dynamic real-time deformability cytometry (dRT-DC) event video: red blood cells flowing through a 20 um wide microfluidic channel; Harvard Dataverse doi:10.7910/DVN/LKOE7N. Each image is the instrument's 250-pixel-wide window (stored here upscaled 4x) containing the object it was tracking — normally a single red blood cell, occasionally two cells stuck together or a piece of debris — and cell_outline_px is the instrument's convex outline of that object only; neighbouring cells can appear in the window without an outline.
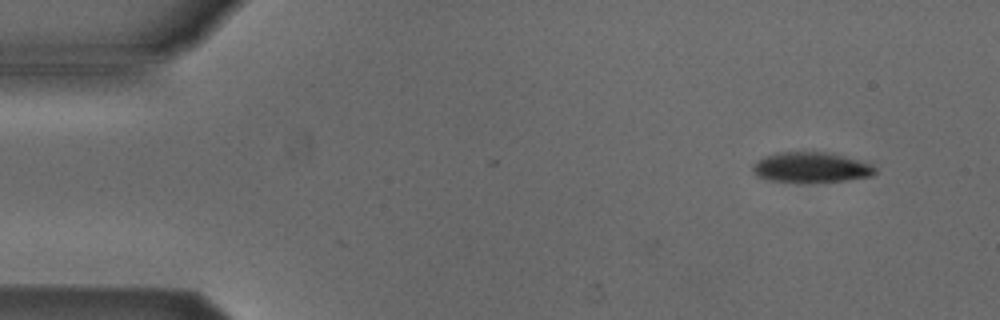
{"species": "Egyptian fruit bat (a non-hibernating species)", "species_latin": "Rousettus aegyptiacus", "temperature_condition": "cold", "stored_images_in_passage": 41, "camera_frame_rate_fps": 3000, "um_per_image_px": 0.085, "animal": {"sex": "male"}, "frame": {"image": 1, "passage_image": 1, "time_ms": 0.0, "image_size_px": [1000, 320], "cell_outline_px": [[876, 172], [872, 176], [848, 180], [768, 180], [752, 172], [752, 164], [756, 160], [764, 156], [776, 152], [824, 152], [872, 164], [876, 168]], "centroid_in_image_um": [68.91, 14.19], "position_along_channel_um": 16.1, "area_um2": 20.81}}
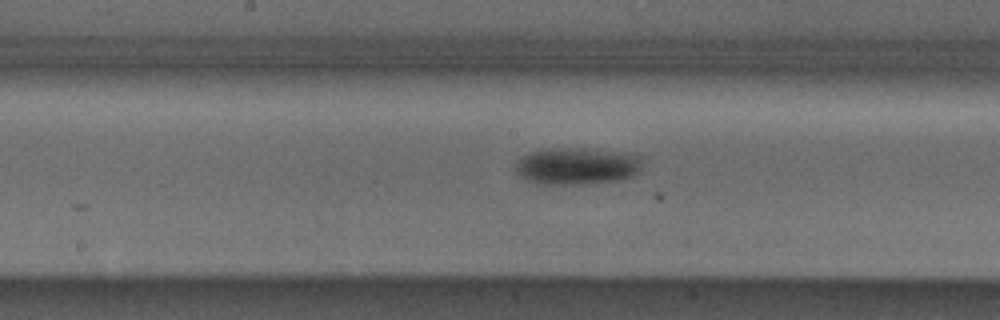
{"frame": {"image": 2, "passage_image": 23, "time_ms": 7.333, "image_size_px": [1000, 320], "cell_outline_px": [[640, 172], [632, 176], [620, 180], [572, 184], [536, 184], [520, 176], [516, 172], [516, 160], [532, 152], [544, 148], [576, 148], [640, 156]], "centroid_in_image_um": [48.96, 14.13], "position_along_channel_um": 199.2, "area_um2": 26.76}}
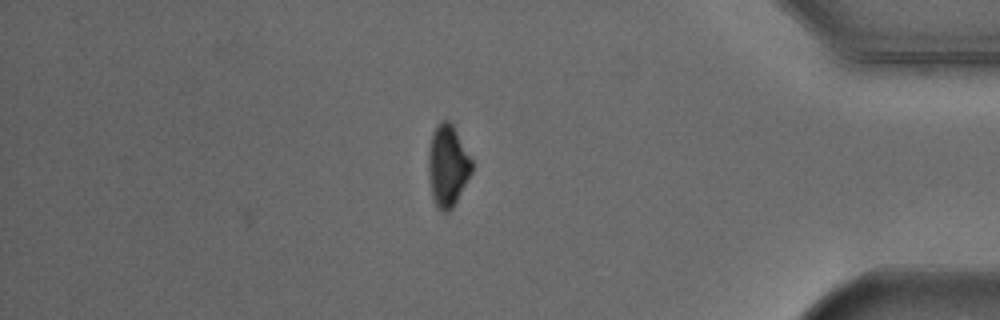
{"frame": {"image": 3, "passage_image": 41, "time_ms": 13.333, "image_size_px": [1000, 320], "cell_outline_px": [[472, 172], [452, 208], [448, 212], [440, 212], [436, 208], [432, 196], [428, 172], [428, 152], [432, 132], [436, 124], [440, 120], [448, 120], [452, 124], [472, 160]], "centroid_in_image_um": [38.03, 14.09], "position_along_channel_um": 397.2, "area_um2": 20.69}, "authors_computed_cell_mechanics": {"area_um2": 24.9118, "velocity_mm_per_s": 3.8889, "shape_relaxation_time_tau1_ms": 1.4205, "shape_relaxation_time_tau2_ms": null, "deformation_change_tau1": 0.0927, "deformation_change_tau2": null}}